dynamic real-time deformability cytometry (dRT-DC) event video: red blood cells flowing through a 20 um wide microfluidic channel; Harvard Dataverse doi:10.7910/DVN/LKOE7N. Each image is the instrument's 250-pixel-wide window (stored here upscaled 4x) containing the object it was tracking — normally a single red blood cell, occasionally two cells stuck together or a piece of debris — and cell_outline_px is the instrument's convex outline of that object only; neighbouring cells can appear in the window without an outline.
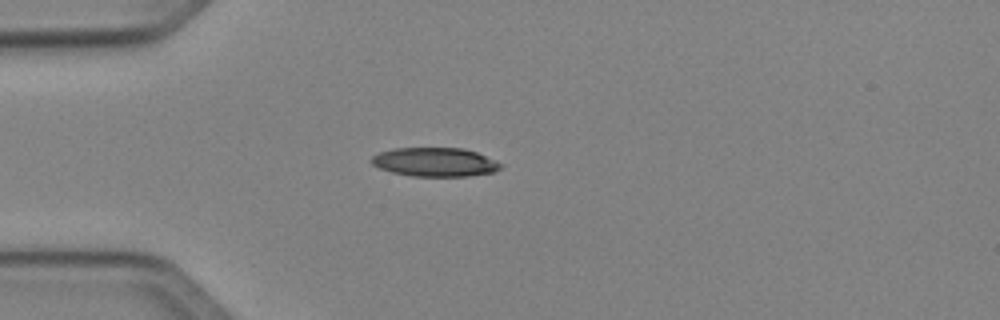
{"species": "Egyptian fruit bat (a non-hibernating species)", "species_latin": "Rousettus aegyptiacus", "temperature_condition": "cold", "stored_images_in_passage": 6, "camera_frame_rate_fps": 3000, "um_per_image_px": 0.085, "animal": {"sex": "female"}, "frame": {"image": 1, "passage_image": 6, "time_ms": 6.0, "image_size_px": [1000, 320], "cell_outline_px": [[504, 164], [500, 168], [492, 172], [468, 176], [412, 176], [392, 172], [380, 168], [372, 164], [372, 156], [380, 152], [396, 148], [464, 148], [476, 152]], "centroid_in_image_um": [36.98, 13.77], "position_along_channel_um": 48.0, "area_um2": 21.56}}